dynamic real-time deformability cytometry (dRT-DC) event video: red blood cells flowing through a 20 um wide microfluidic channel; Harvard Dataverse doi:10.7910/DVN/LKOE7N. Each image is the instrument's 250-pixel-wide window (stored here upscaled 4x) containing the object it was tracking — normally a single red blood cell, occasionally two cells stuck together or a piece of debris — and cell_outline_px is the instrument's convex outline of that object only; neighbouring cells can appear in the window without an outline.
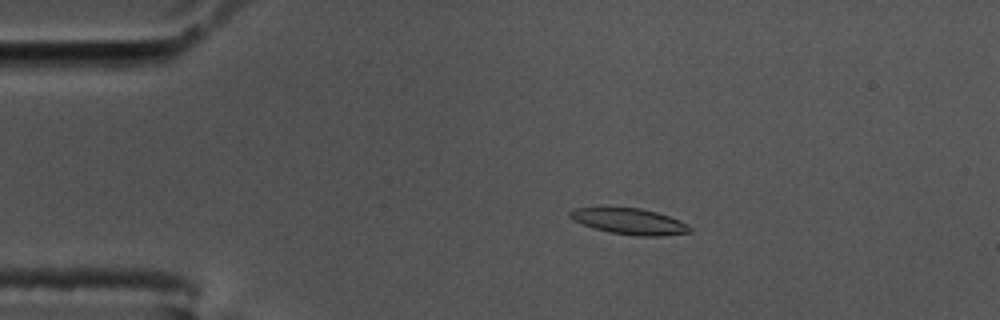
{"species": "common noctule bat (a hibernating species)", "species_latin": "Nyctalus noctula", "temperature_condition": "cold", "stored_images_in_passage": 50, "camera_frame_rate_fps": 3000, "um_per_image_px": 0.085, "animal": {"sex": "male", "body_mass_g": 17.5, "forearm_length_mm": 52.3}, "frame": {"image": 1, "passage_image": 4, "time_ms": 1.0, "image_size_px": [1000, 320], "cell_outline_px": [[692, 232], [660, 236], [636, 236], [612, 232], [596, 228], [584, 224], [568, 216], [568, 212], [572, 208], [604, 204], [608, 204], [640, 208], [656, 212], [680, 220], [688, 224], [692, 228]], "centroid_in_image_um": [53.45, 18.75], "position_along_channel_um": 31.6, "area_um2": 18.9}}
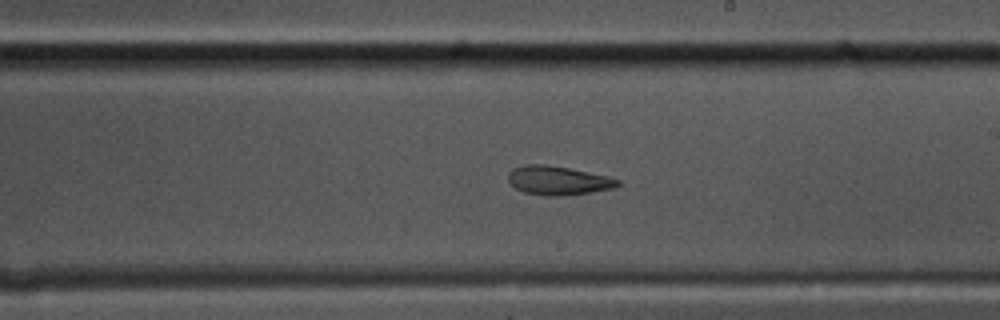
{"frame": {"image": 2, "passage_image": 26, "time_ms": 8.333, "image_size_px": [1000, 320], "cell_outline_px": [[620, 184], [612, 188], [588, 192], [556, 196], [544, 196], [524, 192], [516, 188], [508, 180], [508, 172], [512, 168], [524, 164], [544, 164], [568, 168], [608, 176], [620, 180]], "centroid_in_image_um": [47.39, 15.33], "position_along_channel_um": 241.6, "area_um2": 18.26}}
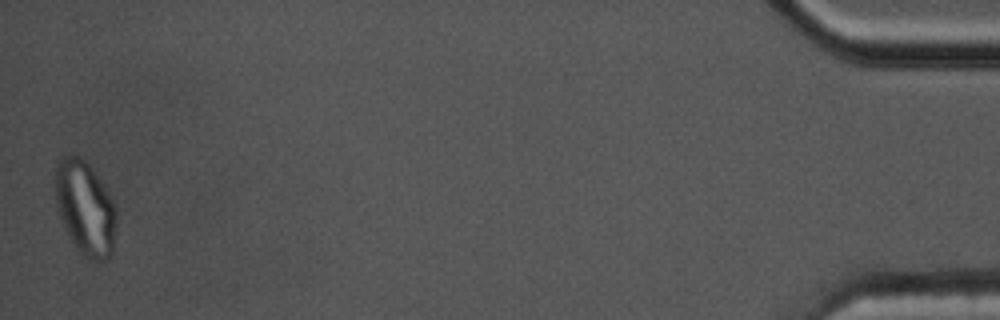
{"frame": {"image": 3, "passage_image": 50, "time_ms": 16.333, "image_size_px": [1000, 320], "cell_outline_px": [[116, 224], [112, 256], [108, 260], [96, 264], [84, 256], [76, 248], [64, 228], [56, 208], [56, 160], [64, 156], [80, 156], [88, 164], [104, 184], [116, 208]], "centroid_in_image_um": [7.26, 17.74], "position_along_channel_um": 427.9, "area_um2": 33.93}, "authors_computed_cell_mechanics": {"area_um2": 18.6694, "velocity_mm_per_s": 3.4944, "shape_relaxation_time_tau1_ms": null, "shape_relaxation_time_tau2_ms": 3.1982, "deformation_change_tau1": null, "deformation_change_tau2": 0.0915}}